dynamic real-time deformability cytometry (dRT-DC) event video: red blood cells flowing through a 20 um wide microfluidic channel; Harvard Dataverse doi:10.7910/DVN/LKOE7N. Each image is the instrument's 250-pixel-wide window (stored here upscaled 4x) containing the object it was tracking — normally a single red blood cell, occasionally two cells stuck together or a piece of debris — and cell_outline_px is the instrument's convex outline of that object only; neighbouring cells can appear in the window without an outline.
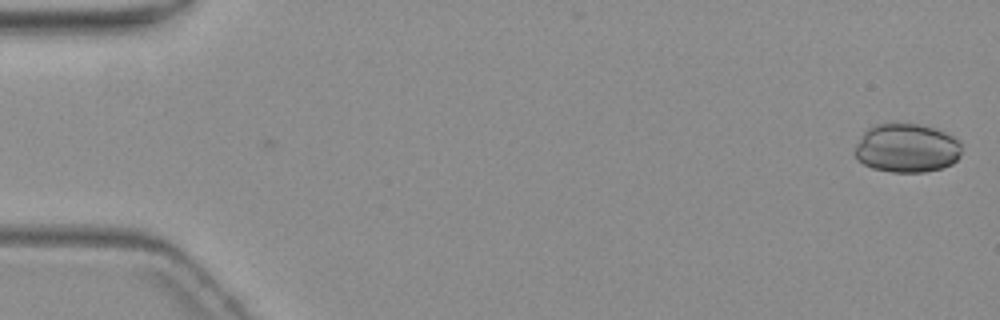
{"species": "common noctule bat (a hibernating species)", "species_latin": "Nyctalus noctula", "temperature_condition": "warm", "stored_images_in_passage": 5, "camera_frame_rate_fps": 3000, "um_per_image_px": 0.085, "animal": {"sex": "female", "body_mass_g": 19.3, "forearm_length_mm": 54.1}, "frame": {"image": 1, "passage_image": 1, "time_ms": 0.0, "image_size_px": [1000, 320], "cell_outline_px": [[960, 156], [952, 164], [940, 168], [924, 172], [892, 172], [872, 168], [864, 164], [852, 152], [856, 144], [864, 132], [868, 128], [876, 124], [916, 124], [936, 128], [960, 140]], "centroid_in_image_um": [77.06, 12.59], "position_along_channel_um": 7.9, "area_um2": 30.35}}